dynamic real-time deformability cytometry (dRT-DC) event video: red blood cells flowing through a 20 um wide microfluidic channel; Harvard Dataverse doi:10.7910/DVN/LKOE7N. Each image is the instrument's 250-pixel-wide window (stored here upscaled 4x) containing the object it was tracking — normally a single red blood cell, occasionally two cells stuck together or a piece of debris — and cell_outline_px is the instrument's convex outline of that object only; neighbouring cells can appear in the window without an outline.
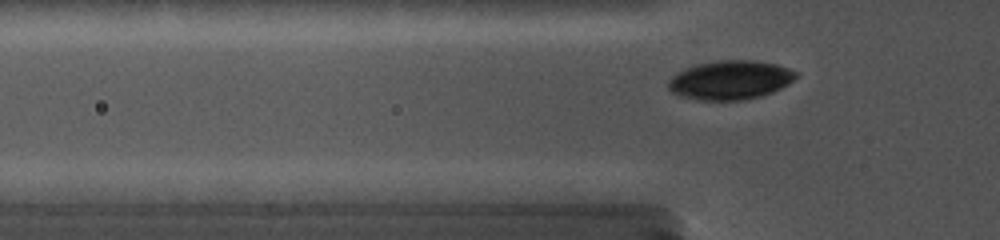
{"species": "common noctule bat (a hibernating species)", "species_latin": "Nyctalus noctula", "temperature_condition": "cold", "stored_images_in_passage": 56, "camera_frame_rate_fps": 5000, "um_per_image_px": 0.085, "animal": {"sex": "female", "body_mass_g": 19.0, "forearm_length_mm": 56.7}, "frame": {"image": 1, "passage_image": 9, "time_ms": 2.6, "image_size_px": [1000, 240], "cell_outline_px": [[800, 72], [788, 84], [772, 92], [760, 96], [744, 100], [696, 100], [680, 96], [672, 92], [668, 88], [668, 80], [676, 72], [684, 68], [696, 64], [716, 60], [756, 60], [776, 64]], "centroid_in_image_um": [62.04, 6.79], "position_along_channel_um": 63.8, "area_um2": 29.25}}
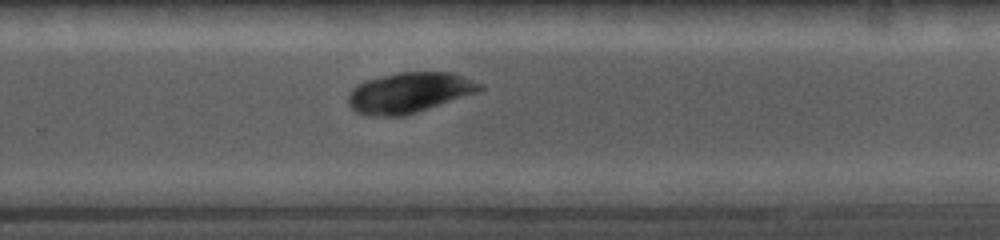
{"frame": {"image": 2, "passage_image": 37, "time_ms": 8.8, "image_size_px": [1000, 240], "cell_outline_px": [[484, 88], [480, 92], [404, 116], [364, 116], [356, 112], [348, 104], [348, 92], [352, 88], [368, 80], [396, 72], [448, 72], [472, 80], [480, 84]], "centroid_in_image_um": [34.76, 7.89], "position_along_channel_um": 295.0, "area_um2": 30.92}}
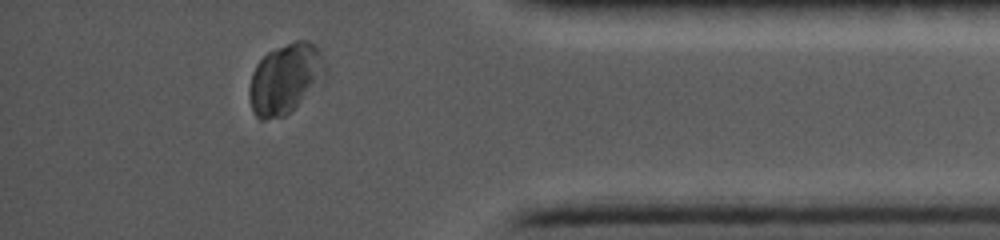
{"frame": {"image": 3, "passage_image": 51, "time_ms": 12.2, "image_size_px": [1000, 240], "cell_outline_px": [[328, 72], [284, 116], [264, 120], [260, 120], [252, 112], [248, 96], [248, 88], [252, 72], [256, 64], [268, 52], [276, 48], [296, 40], [308, 40], [316, 44], [324, 60]], "centroid_in_image_um": [24.2, 6.66], "position_along_channel_um": 411.0, "area_um2": 30.75}}